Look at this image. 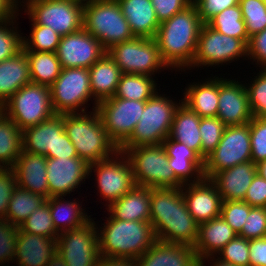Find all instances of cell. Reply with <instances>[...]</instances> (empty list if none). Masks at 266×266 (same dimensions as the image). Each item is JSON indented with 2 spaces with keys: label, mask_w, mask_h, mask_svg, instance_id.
Here are the masks:
<instances>
[{
  "label": "cell",
  "mask_w": 266,
  "mask_h": 266,
  "mask_svg": "<svg viewBox=\"0 0 266 266\" xmlns=\"http://www.w3.org/2000/svg\"><path fill=\"white\" fill-rule=\"evenodd\" d=\"M150 204L157 240L195 246L199 224L188 211L181 188H150Z\"/></svg>",
  "instance_id": "cell-1"
},
{
  "label": "cell",
  "mask_w": 266,
  "mask_h": 266,
  "mask_svg": "<svg viewBox=\"0 0 266 266\" xmlns=\"http://www.w3.org/2000/svg\"><path fill=\"white\" fill-rule=\"evenodd\" d=\"M203 24L193 2L170 19L160 23L154 39L167 68L184 70L190 67L196 54Z\"/></svg>",
  "instance_id": "cell-2"
},
{
  "label": "cell",
  "mask_w": 266,
  "mask_h": 266,
  "mask_svg": "<svg viewBox=\"0 0 266 266\" xmlns=\"http://www.w3.org/2000/svg\"><path fill=\"white\" fill-rule=\"evenodd\" d=\"M103 225L98 231L100 256L136 260L157 240L150 221H126L110 216Z\"/></svg>",
  "instance_id": "cell-3"
},
{
  "label": "cell",
  "mask_w": 266,
  "mask_h": 266,
  "mask_svg": "<svg viewBox=\"0 0 266 266\" xmlns=\"http://www.w3.org/2000/svg\"><path fill=\"white\" fill-rule=\"evenodd\" d=\"M92 111L90 115L86 112L64 114V130L78 157L88 164L111 158L119 150L107 136L97 110Z\"/></svg>",
  "instance_id": "cell-4"
},
{
  "label": "cell",
  "mask_w": 266,
  "mask_h": 266,
  "mask_svg": "<svg viewBox=\"0 0 266 266\" xmlns=\"http://www.w3.org/2000/svg\"><path fill=\"white\" fill-rule=\"evenodd\" d=\"M83 28L107 51L134 36L117 0H95L84 4Z\"/></svg>",
  "instance_id": "cell-5"
},
{
  "label": "cell",
  "mask_w": 266,
  "mask_h": 266,
  "mask_svg": "<svg viewBox=\"0 0 266 266\" xmlns=\"http://www.w3.org/2000/svg\"><path fill=\"white\" fill-rule=\"evenodd\" d=\"M127 157L135 184L150 188H182L168 164V156L162 144L119 149Z\"/></svg>",
  "instance_id": "cell-6"
},
{
  "label": "cell",
  "mask_w": 266,
  "mask_h": 266,
  "mask_svg": "<svg viewBox=\"0 0 266 266\" xmlns=\"http://www.w3.org/2000/svg\"><path fill=\"white\" fill-rule=\"evenodd\" d=\"M179 103L158 92L145 102L144 111L131 137L119 148L159 145L169 136Z\"/></svg>",
  "instance_id": "cell-7"
},
{
  "label": "cell",
  "mask_w": 266,
  "mask_h": 266,
  "mask_svg": "<svg viewBox=\"0 0 266 266\" xmlns=\"http://www.w3.org/2000/svg\"><path fill=\"white\" fill-rule=\"evenodd\" d=\"M1 109L22 131L56 114L52 107L50 87L35 83L20 88Z\"/></svg>",
  "instance_id": "cell-8"
},
{
  "label": "cell",
  "mask_w": 266,
  "mask_h": 266,
  "mask_svg": "<svg viewBox=\"0 0 266 266\" xmlns=\"http://www.w3.org/2000/svg\"><path fill=\"white\" fill-rule=\"evenodd\" d=\"M123 74L154 75L167 65L154 38L133 37L107 50ZM160 69V70H159Z\"/></svg>",
  "instance_id": "cell-9"
},
{
  "label": "cell",
  "mask_w": 266,
  "mask_h": 266,
  "mask_svg": "<svg viewBox=\"0 0 266 266\" xmlns=\"http://www.w3.org/2000/svg\"><path fill=\"white\" fill-rule=\"evenodd\" d=\"M29 19L50 27L61 37L83 28L84 4L73 0H36L25 6Z\"/></svg>",
  "instance_id": "cell-10"
},
{
  "label": "cell",
  "mask_w": 266,
  "mask_h": 266,
  "mask_svg": "<svg viewBox=\"0 0 266 266\" xmlns=\"http://www.w3.org/2000/svg\"><path fill=\"white\" fill-rule=\"evenodd\" d=\"M252 161L249 123L226 126L216 149L204 161V178L232 168L235 165Z\"/></svg>",
  "instance_id": "cell-11"
},
{
  "label": "cell",
  "mask_w": 266,
  "mask_h": 266,
  "mask_svg": "<svg viewBox=\"0 0 266 266\" xmlns=\"http://www.w3.org/2000/svg\"><path fill=\"white\" fill-rule=\"evenodd\" d=\"M50 95L56 114L85 112V104L93 97L89 69L62 68L59 77L50 86Z\"/></svg>",
  "instance_id": "cell-12"
},
{
  "label": "cell",
  "mask_w": 266,
  "mask_h": 266,
  "mask_svg": "<svg viewBox=\"0 0 266 266\" xmlns=\"http://www.w3.org/2000/svg\"><path fill=\"white\" fill-rule=\"evenodd\" d=\"M146 101L110 97L98 102L96 110L107 136L118 149L131 137Z\"/></svg>",
  "instance_id": "cell-13"
},
{
  "label": "cell",
  "mask_w": 266,
  "mask_h": 266,
  "mask_svg": "<svg viewBox=\"0 0 266 266\" xmlns=\"http://www.w3.org/2000/svg\"><path fill=\"white\" fill-rule=\"evenodd\" d=\"M99 230L91 218L80 227L59 233L57 253L67 266L97 265L100 258Z\"/></svg>",
  "instance_id": "cell-14"
},
{
  "label": "cell",
  "mask_w": 266,
  "mask_h": 266,
  "mask_svg": "<svg viewBox=\"0 0 266 266\" xmlns=\"http://www.w3.org/2000/svg\"><path fill=\"white\" fill-rule=\"evenodd\" d=\"M242 56L248 58V44L244 40L221 34L204 23L194 60L188 68L228 64Z\"/></svg>",
  "instance_id": "cell-15"
},
{
  "label": "cell",
  "mask_w": 266,
  "mask_h": 266,
  "mask_svg": "<svg viewBox=\"0 0 266 266\" xmlns=\"http://www.w3.org/2000/svg\"><path fill=\"white\" fill-rule=\"evenodd\" d=\"M92 170L96 173L100 197L102 195V198L108 200L107 206L120 199L136 185L131 165L124 153L119 150L111 158L89 164V175Z\"/></svg>",
  "instance_id": "cell-16"
},
{
  "label": "cell",
  "mask_w": 266,
  "mask_h": 266,
  "mask_svg": "<svg viewBox=\"0 0 266 266\" xmlns=\"http://www.w3.org/2000/svg\"><path fill=\"white\" fill-rule=\"evenodd\" d=\"M107 51L84 28L61 37L56 55L62 68H90Z\"/></svg>",
  "instance_id": "cell-17"
},
{
  "label": "cell",
  "mask_w": 266,
  "mask_h": 266,
  "mask_svg": "<svg viewBox=\"0 0 266 266\" xmlns=\"http://www.w3.org/2000/svg\"><path fill=\"white\" fill-rule=\"evenodd\" d=\"M49 198L66 196L89 176V164L79 157L47 158Z\"/></svg>",
  "instance_id": "cell-18"
},
{
  "label": "cell",
  "mask_w": 266,
  "mask_h": 266,
  "mask_svg": "<svg viewBox=\"0 0 266 266\" xmlns=\"http://www.w3.org/2000/svg\"><path fill=\"white\" fill-rule=\"evenodd\" d=\"M240 83L219 78L217 117L226 126L244 125L253 118L245 85Z\"/></svg>",
  "instance_id": "cell-19"
},
{
  "label": "cell",
  "mask_w": 266,
  "mask_h": 266,
  "mask_svg": "<svg viewBox=\"0 0 266 266\" xmlns=\"http://www.w3.org/2000/svg\"><path fill=\"white\" fill-rule=\"evenodd\" d=\"M181 190L188 211L199 225L221 216L222 198L209 179L186 184Z\"/></svg>",
  "instance_id": "cell-20"
},
{
  "label": "cell",
  "mask_w": 266,
  "mask_h": 266,
  "mask_svg": "<svg viewBox=\"0 0 266 266\" xmlns=\"http://www.w3.org/2000/svg\"><path fill=\"white\" fill-rule=\"evenodd\" d=\"M12 169L15 172L18 187L46 199L49 198L47 157L45 155L22 150Z\"/></svg>",
  "instance_id": "cell-21"
},
{
  "label": "cell",
  "mask_w": 266,
  "mask_h": 266,
  "mask_svg": "<svg viewBox=\"0 0 266 266\" xmlns=\"http://www.w3.org/2000/svg\"><path fill=\"white\" fill-rule=\"evenodd\" d=\"M162 145L167 153L169 166L183 185L197 183L204 178V160L194 150L169 137ZM193 176L194 179L190 180Z\"/></svg>",
  "instance_id": "cell-22"
},
{
  "label": "cell",
  "mask_w": 266,
  "mask_h": 266,
  "mask_svg": "<svg viewBox=\"0 0 266 266\" xmlns=\"http://www.w3.org/2000/svg\"><path fill=\"white\" fill-rule=\"evenodd\" d=\"M256 173V164L249 161L217 172L209 180L215 185L222 201H244Z\"/></svg>",
  "instance_id": "cell-23"
},
{
  "label": "cell",
  "mask_w": 266,
  "mask_h": 266,
  "mask_svg": "<svg viewBox=\"0 0 266 266\" xmlns=\"http://www.w3.org/2000/svg\"><path fill=\"white\" fill-rule=\"evenodd\" d=\"M64 131V114H55L48 120L22 131L23 151L55 158L58 135Z\"/></svg>",
  "instance_id": "cell-24"
},
{
  "label": "cell",
  "mask_w": 266,
  "mask_h": 266,
  "mask_svg": "<svg viewBox=\"0 0 266 266\" xmlns=\"http://www.w3.org/2000/svg\"><path fill=\"white\" fill-rule=\"evenodd\" d=\"M136 263L138 266H198V257L192 246L156 240Z\"/></svg>",
  "instance_id": "cell-25"
},
{
  "label": "cell",
  "mask_w": 266,
  "mask_h": 266,
  "mask_svg": "<svg viewBox=\"0 0 266 266\" xmlns=\"http://www.w3.org/2000/svg\"><path fill=\"white\" fill-rule=\"evenodd\" d=\"M56 252L57 240L18 229L14 261L19 266H46Z\"/></svg>",
  "instance_id": "cell-26"
},
{
  "label": "cell",
  "mask_w": 266,
  "mask_h": 266,
  "mask_svg": "<svg viewBox=\"0 0 266 266\" xmlns=\"http://www.w3.org/2000/svg\"><path fill=\"white\" fill-rule=\"evenodd\" d=\"M237 235L222 216L200 224L198 238L194 246L198 260L217 255Z\"/></svg>",
  "instance_id": "cell-27"
},
{
  "label": "cell",
  "mask_w": 266,
  "mask_h": 266,
  "mask_svg": "<svg viewBox=\"0 0 266 266\" xmlns=\"http://www.w3.org/2000/svg\"><path fill=\"white\" fill-rule=\"evenodd\" d=\"M121 69L106 52L89 68L90 89L95 103L113 97L122 75Z\"/></svg>",
  "instance_id": "cell-28"
},
{
  "label": "cell",
  "mask_w": 266,
  "mask_h": 266,
  "mask_svg": "<svg viewBox=\"0 0 266 266\" xmlns=\"http://www.w3.org/2000/svg\"><path fill=\"white\" fill-rule=\"evenodd\" d=\"M150 205V187L135 185L106 209L114 219L150 221Z\"/></svg>",
  "instance_id": "cell-29"
},
{
  "label": "cell",
  "mask_w": 266,
  "mask_h": 266,
  "mask_svg": "<svg viewBox=\"0 0 266 266\" xmlns=\"http://www.w3.org/2000/svg\"><path fill=\"white\" fill-rule=\"evenodd\" d=\"M31 83L26 52L22 49L13 57L0 62V106L24 85Z\"/></svg>",
  "instance_id": "cell-30"
},
{
  "label": "cell",
  "mask_w": 266,
  "mask_h": 266,
  "mask_svg": "<svg viewBox=\"0 0 266 266\" xmlns=\"http://www.w3.org/2000/svg\"><path fill=\"white\" fill-rule=\"evenodd\" d=\"M136 37L154 38L159 28L151 0H117Z\"/></svg>",
  "instance_id": "cell-31"
},
{
  "label": "cell",
  "mask_w": 266,
  "mask_h": 266,
  "mask_svg": "<svg viewBox=\"0 0 266 266\" xmlns=\"http://www.w3.org/2000/svg\"><path fill=\"white\" fill-rule=\"evenodd\" d=\"M182 102L200 118L217 117L219 100V78L213 77L204 83L190 84L185 88Z\"/></svg>",
  "instance_id": "cell-32"
},
{
  "label": "cell",
  "mask_w": 266,
  "mask_h": 266,
  "mask_svg": "<svg viewBox=\"0 0 266 266\" xmlns=\"http://www.w3.org/2000/svg\"><path fill=\"white\" fill-rule=\"evenodd\" d=\"M200 117L182 101L174 114L169 138L185 144L201 157Z\"/></svg>",
  "instance_id": "cell-33"
},
{
  "label": "cell",
  "mask_w": 266,
  "mask_h": 266,
  "mask_svg": "<svg viewBox=\"0 0 266 266\" xmlns=\"http://www.w3.org/2000/svg\"><path fill=\"white\" fill-rule=\"evenodd\" d=\"M63 196H52L46 199L50 207L55 229L60 233L80 227L91 219L75 200L64 201ZM64 202V203H63Z\"/></svg>",
  "instance_id": "cell-34"
},
{
  "label": "cell",
  "mask_w": 266,
  "mask_h": 266,
  "mask_svg": "<svg viewBox=\"0 0 266 266\" xmlns=\"http://www.w3.org/2000/svg\"><path fill=\"white\" fill-rule=\"evenodd\" d=\"M23 150L22 130L0 113V168H12Z\"/></svg>",
  "instance_id": "cell-35"
},
{
  "label": "cell",
  "mask_w": 266,
  "mask_h": 266,
  "mask_svg": "<svg viewBox=\"0 0 266 266\" xmlns=\"http://www.w3.org/2000/svg\"><path fill=\"white\" fill-rule=\"evenodd\" d=\"M31 83L50 87L59 77L62 67L55 52L25 51Z\"/></svg>",
  "instance_id": "cell-36"
},
{
  "label": "cell",
  "mask_w": 266,
  "mask_h": 266,
  "mask_svg": "<svg viewBox=\"0 0 266 266\" xmlns=\"http://www.w3.org/2000/svg\"><path fill=\"white\" fill-rule=\"evenodd\" d=\"M156 84L149 75L122 74L113 97L147 101L157 93Z\"/></svg>",
  "instance_id": "cell-37"
},
{
  "label": "cell",
  "mask_w": 266,
  "mask_h": 266,
  "mask_svg": "<svg viewBox=\"0 0 266 266\" xmlns=\"http://www.w3.org/2000/svg\"><path fill=\"white\" fill-rule=\"evenodd\" d=\"M46 198L28 190L16 187L8 203L5 220L14 226H20L30 214L43 205Z\"/></svg>",
  "instance_id": "cell-38"
},
{
  "label": "cell",
  "mask_w": 266,
  "mask_h": 266,
  "mask_svg": "<svg viewBox=\"0 0 266 266\" xmlns=\"http://www.w3.org/2000/svg\"><path fill=\"white\" fill-rule=\"evenodd\" d=\"M212 29L221 34L244 40L249 43V37L246 31L245 21L239 4L226 8L221 13L212 17L207 23Z\"/></svg>",
  "instance_id": "cell-39"
},
{
  "label": "cell",
  "mask_w": 266,
  "mask_h": 266,
  "mask_svg": "<svg viewBox=\"0 0 266 266\" xmlns=\"http://www.w3.org/2000/svg\"><path fill=\"white\" fill-rule=\"evenodd\" d=\"M29 38L22 39L24 51L56 52L61 36L50 27L35 24L32 20Z\"/></svg>",
  "instance_id": "cell-40"
},
{
  "label": "cell",
  "mask_w": 266,
  "mask_h": 266,
  "mask_svg": "<svg viewBox=\"0 0 266 266\" xmlns=\"http://www.w3.org/2000/svg\"><path fill=\"white\" fill-rule=\"evenodd\" d=\"M26 232L57 240L59 232L55 229L50 207L47 202L34 210L30 216L19 226Z\"/></svg>",
  "instance_id": "cell-41"
},
{
  "label": "cell",
  "mask_w": 266,
  "mask_h": 266,
  "mask_svg": "<svg viewBox=\"0 0 266 266\" xmlns=\"http://www.w3.org/2000/svg\"><path fill=\"white\" fill-rule=\"evenodd\" d=\"M248 37L266 29V3L263 0H239Z\"/></svg>",
  "instance_id": "cell-42"
},
{
  "label": "cell",
  "mask_w": 266,
  "mask_h": 266,
  "mask_svg": "<svg viewBox=\"0 0 266 266\" xmlns=\"http://www.w3.org/2000/svg\"><path fill=\"white\" fill-rule=\"evenodd\" d=\"M225 127L226 125L218 117H205L200 119L201 158L204 161L216 149L222 139Z\"/></svg>",
  "instance_id": "cell-43"
},
{
  "label": "cell",
  "mask_w": 266,
  "mask_h": 266,
  "mask_svg": "<svg viewBox=\"0 0 266 266\" xmlns=\"http://www.w3.org/2000/svg\"><path fill=\"white\" fill-rule=\"evenodd\" d=\"M257 74L252 84H245V88L252 116L266 117V70L262 68Z\"/></svg>",
  "instance_id": "cell-44"
},
{
  "label": "cell",
  "mask_w": 266,
  "mask_h": 266,
  "mask_svg": "<svg viewBox=\"0 0 266 266\" xmlns=\"http://www.w3.org/2000/svg\"><path fill=\"white\" fill-rule=\"evenodd\" d=\"M13 21L0 23V62L13 57L23 48V37L17 31V27L14 28L15 22Z\"/></svg>",
  "instance_id": "cell-45"
},
{
  "label": "cell",
  "mask_w": 266,
  "mask_h": 266,
  "mask_svg": "<svg viewBox=\"0 0 266 266\" xmlns=\"http://www.w3.org/2000/svg\"><path fill=\"white\" fill-rule=\"evenodd\" d=\"M218 258L235 266H249V240L236 236L219 252Z\"/></svg>",
  "instance_id": "cell-46"
},
{
  "label": "cell",
  "mask_w": 266,
  "mask_h": 266,
  "mask_svg": "<svg viewBox=\"0 0 266 266\" xmlns=\"http://www.w3.org/2000/svg\"><path fill=\"white\" fill-rule=\"evenodd\" d=\"M251 157L257 164L266 160V117H253L249 122Z\"/></svg>",
  "instance_id": "cell-47"
},
{
  "label": "cell",
  "mask_w": 266,
  "mask_h": 266,
  "mask_svg": "<svg viewBox=\"0 0 266 266\" xmlns=\"http://www.w3.org/2000/svg\"><path fill=\"white\" fill-rule=\"evenodd\" d=\"M251 206L244 201H222L221 216L239 234L251 210Z\"/></svg>",
  "instance_id": "cell-48"
},
{
  "label": "cell",
  "mask_w": 266,
  "mask_h": 266,
  "mask_svg": "<svg viewBox=\"0 0 266 266\" xmlns=\"http://www.w3.org/2000/svg\"><path fill=\"white\" fill-rule=\"evenodd\" d=\"M238 236L247 240L266 237V208L252 207Z\"/></svg>",
  "instance_id": "cell-49"
},
{
  "label": "cell",
  "mask_w": 266,
  "mask_h": 266,
  "mask_svg": "<svg viewBox=\"0 0 266 266\" xmlns=\"http://www.w3.org/2000/svg\"><path fill=\"white\" fill-rule=\"evenodd\" d=\"M18 229V226L0 219V265L14 260Z\"/></svg>",
  "instance_id": "cell-50"
},
{
  "label": "cell",
  "mask_w": 266,
  "mask_h": 266,
  "mask_svg": "<svg viewBox=\"0 0 266 266\" xmlns=\"http://www.w3.org/2000/svg\"><path fill=\"white\" fill-rule=\"evenodd\" d=\"M16 187L14 170L12 168H0V219L6 218L8 203Z\"/></svg>",
  "instance_id": "cell-51"
},
{
  "label": "cell",
  "mask_w": 266,
  "mask_h": 266,
  "mask_svg": "<svg viewBox=\"0 0 266 266\" xmlns=\"http://www.w3.org/2000/svg\"><path fill=\"white\" fill-rule=\"evenodd\" d=\"M193 3L197 7L199 17L203 23H207L226 8L238 5L239 0H193Z\"/></svg>",
  "instance_id": "cell-52"
},
{
  "label": "cell",
  "mask_w": 266,
  "mask_h": 266,
  "mask_svg": "<svg viewBox=\"0 0 266 266\" xmlns=\"http://www.w3.org/2000/svg\"><path fill=\"white\" fill-rule=\"evenodd\" d=\"M193 0H151L157 20L162 23L188 7Z\"/></svg>",
  "instance_id": "cell-53"
},
{
  "label": "cell",
  "mask_w": 266,
  "mask_h": 266,
  "mask_svg": "<svg viewBox=\"0 0 266 266\" xmlns=\"http://www.w3.org/2000/svg\"><path fill=\"white\" fill-rule=\"evenodd\" d=\"M244 202L251 207L266 208V180L257 173L247 190Z\"/></svg>",
  "instance_id": "cell-54"
},
{
  "label": "cell",
  "mask_w": 266,
  "mask_h": 266,
  "mask_svg": "<svg viewBox=\"0 0 266 266\" xmlns=\"http://www.w3.org/2000/svg\"><path fill=\"white\" fill-rule=\"evenodd\" d=\"M257 61L260 68L266 65V29L250 37L248 43V59Z\"/></svg>",
  "instance_id": "cell-55"
},
{
  "label": "cell",
  "mask_w": 266,
  "mask_h": 266,
  "mask_svg": "<svg viewBox=\"0 0 266 266\" xmlns=\"http://www.w3.org/2000/svg\"><path fill=\"white\" fill-rule=\"evenodd\" d=\"M249 266H266V237L249 240Z\"/></svg>",
  "instance_id": "cell-56"
},
{
  "label": "cell",
  "mask_w": 266,
  "mask_h": 266,
  "mask_svg": "<svg viewBox=\"0 0 266 266\" xmlns=\"http://www.w3.org/2000/svg\"><path fill=\"white\" fill-rule=\"evenodd\" d=\"M78 157L76 149L65 130L58 135L55 144V158H74Z\"/></svg>",
  "instance_id": "cell-57"
},
{
  "label": "cell",
  "mask_w": 266,
  "mask_h": 266,
  "mask_svg": "<svg viewBox=\"0 0 266 266\" xmlns=\"http://www.w3.org/2000/svg\"><path fill=\"white\" fill-rule=\"evenodd\" d=\"M18 10L12 0H0V23L15 20L19 14Z\"/></svg>",
  "instance_id": "cell-58"
},
{
  "label": "cell",
  "mask_w": 266,
  "mask_h": 266,
  "mask_svg": "<svg viewBox=\"0 0 266 266\" xmlns=\"http://www.w3.org/2000/svg\"><path fill=\"white\" fill-rule=\"evenodd\" d=\"M96 266H138L135 259L100 256Z\"/></svg>",
  "instance_id": "cell-59"
},
{
  "label": "cell",
  "mask_w": 266,
  "mask_h": 266,
  "mask_svg": "<svg viewBox=\"0 0 266 266\" xmlns=\"http://www.w3.org/2000/svg\"><path fill=\"white\" fill-rule=\"evenodd\" d=\"M208 258L210 260L212 259V261H215V262H213V264L211 266H235L233 264H229L227 262H224V261L220 260L219 258L215 259V256H213V257L212 256H208V257H204V258L198 260V266H205V264H204L205 260L207 261Z\"/></svg>",
  "instance_id": "cell-60"
},
{
  "label": "cell",
  "mask_w": 266,
  "mask_h": 266,
  "mask_svg": "<svg viewBox=\"0 0 266 266\" xmlns=\"http://www.w3.org/2000/svg\"><path fill=\"white\" fill-rule=\"evenodd\" d=\"M46 266H67V264L56 252Z\"/></svg>",
  "instance_id": "cell-61"
},
{
  "label": "cell",
  "mask_w": 266,
  "mask_h": 266,
  "mask_svg": "<svg viewBox=\"0 0 266 266\" xmlns=\"http://www.w3.org/2000/svg\"><path fill=\"white\" fill-rule=\"evenodd\" d=\"M257 174L266 180V160L256 164Z\"/></svg>",
  "instance_id": "cell-62"
},
{
  "label": "cell",
  "mask_w": 266,
  "mask_h": 266,
  "mask_svg": "<svg viewBox=\"0 0 266 266\" xmlns=\"http://www.w3.org/2000/svg\"><path fill=\"white\" fill-rule=\"evenodd\" d=\"M13 1V3H14V5L17 7V9L19 8L18 6H19V2H18V0H12ZM33 1H36V0H26L25 2H23L22 1V3H24L25 5H23V4H21L22 6H26V5H28L29 3H31V2H33Z\"/></svg>",
  "instance_id": "cell-63"
},
{
  "label": "cell",
  "mask_w": 266,
  "mask_h": 266,
  "mask_svg": "<svg viewBox=\"0 0 266 266\" xmlns=\"http://www.w3.org/2000/svg\"><path fill=\"white\" fill-rule=\"evenodd\" d=\"M73 1H76V2H79L82 4H86V3H90V2L95 1V0H73Z\"/></svg>",
  "instance_id": "cell-64"
}]
</instances>
